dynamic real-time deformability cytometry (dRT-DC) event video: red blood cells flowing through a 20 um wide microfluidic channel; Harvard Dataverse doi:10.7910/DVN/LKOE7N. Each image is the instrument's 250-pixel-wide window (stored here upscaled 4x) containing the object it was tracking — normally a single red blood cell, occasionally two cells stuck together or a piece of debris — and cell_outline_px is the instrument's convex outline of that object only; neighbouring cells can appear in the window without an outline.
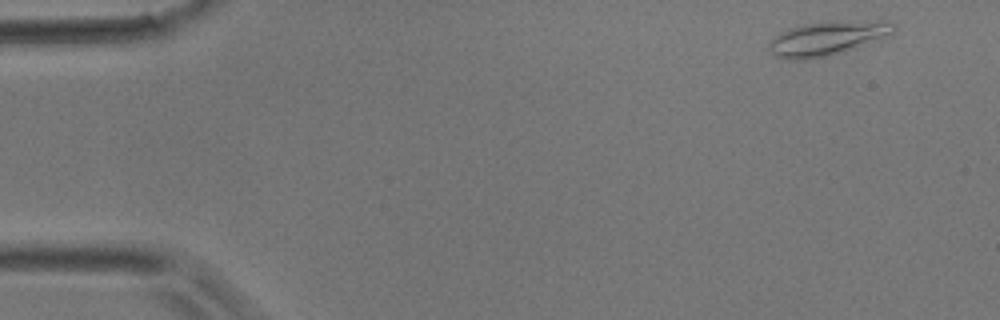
{"species": "common noctule bat (a hibernating species)", "species_latin": "Nyctalus noctula", "temperature_condition": "room temperature", "stored_images_in_passage": 4, "camera_frame_rate_fps": 3000, "um_per_image_px": 0.085, "animal": {"sex": "male", "body_mass_g": 17.9}, "frame": {"image": 1, "passage_image": 1, "time_ms": 0.0, "image_size_px": [1000, 320], "cell_outline_px": [[896, 28], [892, 32], [880, 40], [828, 56], [804, 60], [788, 60], [776, 56], [768, 48], [768, 44], [780, 32], [788, 28], [804, 24], [864, 20], [888, 20], [896, 24]], "centroid_in_image_um": [70.36, 3.26], "position_along_channel_um": 14.6, "area_um2": 24.74}}